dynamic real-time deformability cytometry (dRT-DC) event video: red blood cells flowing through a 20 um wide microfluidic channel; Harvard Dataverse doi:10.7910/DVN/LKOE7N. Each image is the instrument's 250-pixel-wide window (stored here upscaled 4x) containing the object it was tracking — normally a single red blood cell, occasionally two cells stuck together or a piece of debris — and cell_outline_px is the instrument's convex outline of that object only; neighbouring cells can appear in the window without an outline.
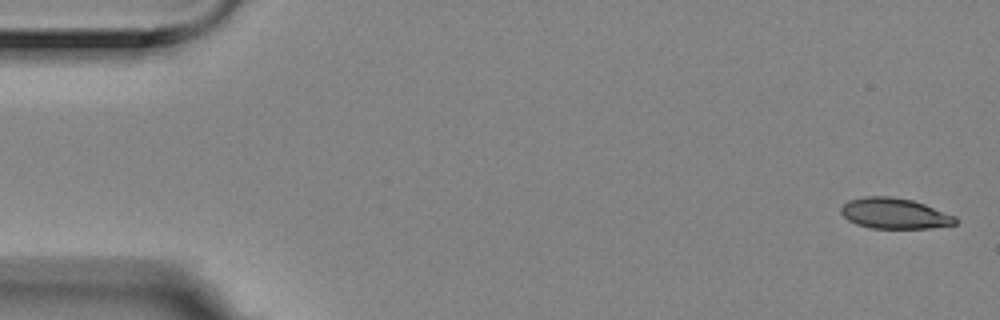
{"species": "Egyptian fruit bat (a non-hibernating species)", "species_latin": "Rousettus aegyptiacus", "temperature_condition": "room temperature", "stored_images_in_passage": 5, "camera_frame_rate_fps": 3000, "um_per_image_px": 0.085, "animal": {"sex": "female"}, "frame": {"image": 1, "passage_image": 1, "time_ms": 0.0, "image_size_px": [1000, 320], "cell_outline_px": [[956, 224], [928, 228], [872, 228], [856, 224], [848, 220], [840, 212], [840, 208], [848, 200], [864, 196], [892, 196], [912, 200], [924, 204], [956, 216]], "centroid_in_image_um": [76.01, 18.13], "position_along_channel_um": 9.0, "area_um2": 20.4}}
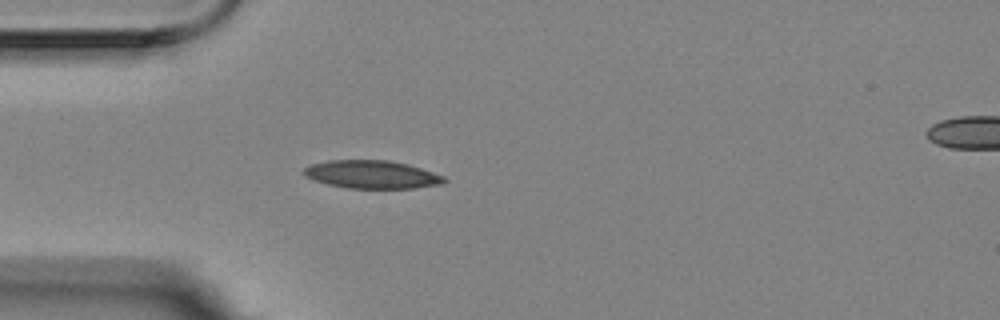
{"frame": {"image": 2, "passage_image": 5, "time_ms": 1.333, "image_size_px": [1000, 320], "cell_outline_px": [[448, 180], [444, 184], [416, 188], [348, 188], [328, 184], [304, 176], [300, 172], [304, 168], [312, 164], [328, 160], [388, 160], [408, 164], [444, 176]], "centroid_in_image_um": [31.62, 14.83], "position_along_channel_um": 53.4, "area_um2": 23.0}}